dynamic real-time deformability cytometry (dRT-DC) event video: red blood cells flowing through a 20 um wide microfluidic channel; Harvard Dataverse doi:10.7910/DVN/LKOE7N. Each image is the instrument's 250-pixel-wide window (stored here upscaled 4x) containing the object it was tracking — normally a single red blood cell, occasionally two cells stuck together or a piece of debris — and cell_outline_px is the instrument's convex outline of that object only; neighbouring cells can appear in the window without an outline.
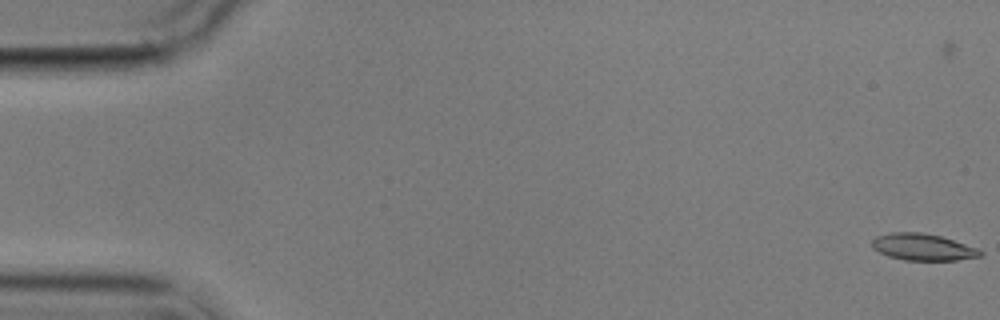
{"species": "common noctule bat (a hibernating species)", "species_latin": "Nyctalus noctula", "temperature_condition": "cold", "stored_images_in_passage": 6, "camera_frame_rate_fps": 3000, "um_per_image_px": 0.085, "animal": {"sex": "male", "body_mass_g": 17.9}, "frame": {"image": 1, "passage_image": 1, "time_ms": 0.0, "image_size_px": [1000, 320], "cell_outline_px": [[984, 252], [980, 256], [956, 260], [904, 260], [888, 256], [872, 248], [872, 240], [876, 236], [888, 232], [920, 232], [940, 236], [976, 248]], "centroid_in_image_um": [78.39, 20.99], "position_along_channel_um": 6.6, "area_um2": 16.7}}
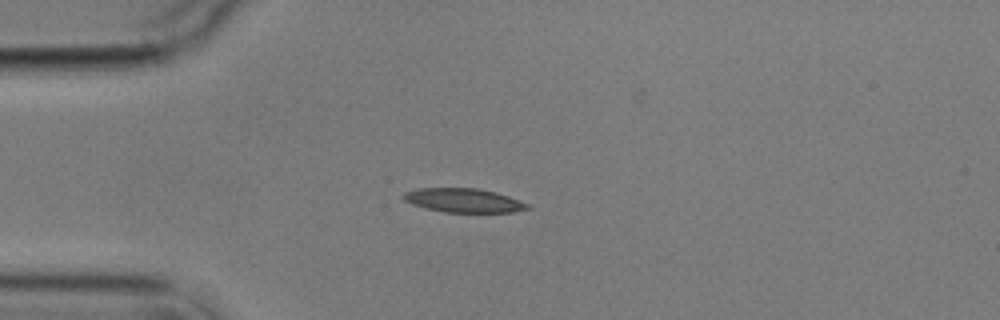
{"frame": {"image": 2, "passage_image": 5, "time_ms": 4.667, "image_size_px": [1000, 320], "cell_outline_px": [[528, 208], [512, 212], [444, 212], [424, 208], [412, 204], [404, 200], [400, 196], [404, 192], [420, 188], [480, 188], [496, 192], [508, 196], [528, 204]], "centroid_in_image_um": [39.34, 17.02], "position_along_channel_um": 45.7, "area_um2": 17.28}}